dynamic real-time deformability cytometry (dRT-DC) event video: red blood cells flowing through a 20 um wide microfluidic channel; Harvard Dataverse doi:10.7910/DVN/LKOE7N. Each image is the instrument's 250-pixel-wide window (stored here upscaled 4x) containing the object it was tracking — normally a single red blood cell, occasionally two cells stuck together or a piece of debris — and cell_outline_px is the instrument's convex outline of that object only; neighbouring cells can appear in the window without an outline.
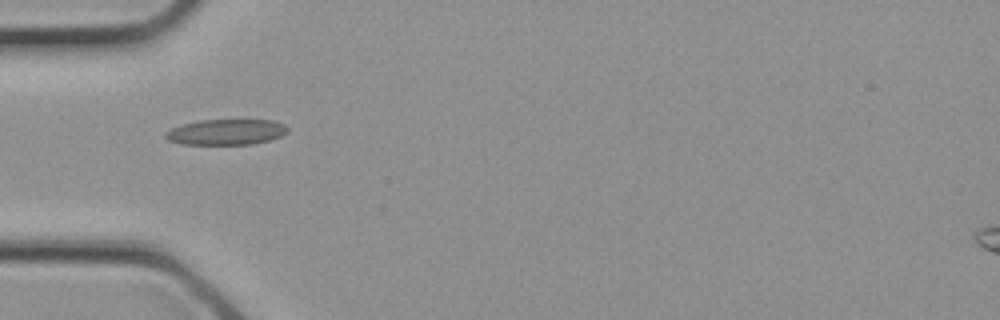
{"species": "common noctule bat (a hibernating species)", "species_latin": "Nyctalus noctula", "temperature_condition": "cold", "stored_images_in_passage": 1, "camera_frame_rate_fps": 3000, "um_per_image_px": 0.085, "animal": {"sex": "female", "body_mass_g": 21.9}, "frame": {"image": 1, "passage_image": 1, "time_ms": 0.0, "image_size_px": [1000, 320], "cell_outline_px": [[288, 132], [280, 136], [268, 140], [252, 144], [180, 144], [168, 140], [164, 136], [164, 132], [180, 124], [200, 120], [272, 120], [284, 124], [288, 128]], "centroid_in_image_um": [19.19, 11.22], "position_along_channel_um": 65.8, "area_um2": 18.26}}